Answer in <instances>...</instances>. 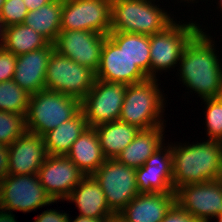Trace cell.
<instances>
[{
	"label": "cell",
	"instance_id": "52a82bcc",
	"mask_svg": "<svg viewBox=\"0 0 222 222\" xmlns=\"http://www.w3.org/2000/svg\"><path fill=\"white\" fill-rule=\"evenodd\" d=\"M195 22L177 24L175 20L163 31L150 35L151 78L156 72L174 68L189 41L200 31Z\"/></svg>",
	"mask_w": 222,
	"mask_h": 222
},
{
	"label": "cell",
	"instance_id": "4316f807",
	"mask_svg": "<svg viewBox=\"0 0 222 222\" xmlns=\"http://www.w3.org/2000/svg\"><path fill=\"white\" fill-rule=\"evenodd\" d=\"M50 42L41 34L25 24H18L4 29V49L16 56L40 49Z\"/></svg>",
	"mask_w": 222,
	"mask_h": 222
},
{
	"label": "cell",
	"instance_id": "f1b7e54d",
	"mask_svg": "<svg viewBox=\"0 0 222 222\" xmlns=\"http://www.w3.org/2000/svg\"><path fill=\"white\" fill-rule=\"evenodd\" d=\"M26 131L25 116L0 110V144L10 146Z\"/></svg>",
	"mask_w": 222,
	"mask_h": 222
},
{
	"label": "cell",
	"instance_id": "ac0fdd59",
	"mask_svg": "<svg viewBox=\"0 0 222 222\" xmlns=\"http://www.w3.org/2000/svg\"><path fill=\"white\" fill-rule=\"evenodd\" d=\"M54 44L17 56L13 81L30 95L45 89L48 60Z\"/></svg>",
	"mask_w": 222,
	"mask_h": 222
},
{
	"label": "cell",
	"instance_id": "7bdbcfd3",
	"mask_svg": "<svg viewBox=\"0 0 222 222\" xmlns=\"http://www.w3.org/2000/svg\"><path fill=\"white\" fill-rule=\"evenodd\" d=\"M219 8H221L220 10H222V0L219 1Z\"/></svg>",
	"mask_w": 222,
	"mask_h": 222
},
{
	"label": "cell",
	"instance_id": "484cf974",
	"mask_svg": "<svg viewBox=\"0 0 222 222\" xmlns=\"http://www.w3.org/2000/svg\"><path fill=\"white\" fill-rule=\"evenodd\" d=\"M63 0H52L37 10L28 11L23 24L53 43L61 31Z\"/></svg>",
	"mask_w": 222,
	"mask_h": 222
},
{
	"label": "cell",
	"instance_id": "b9f144b4",
	"mask_svg": "<svg viewBox=\"0 0 222 222\" xmlns=\"http://www.w3.org/2000/svg\"><path fill=\"white\" fill-rule=\"evenodd\" d=\"M110 222H121L117 217L112 219Z\"/></svg>",
	"mask_w": 222,
	"mask_h": 222
},
{
	"label": "cell",
	"instance_id": "603a6c76",
	"mask_svg": "<svg viewBox=\"0 0 222 222\" xmlns=\"http://www.w3.org/2000/svg\"><path fill=\"white\" fill-rule=\"evenodd\" d=\"M94 129L106 159H116L141 130L120 120L97 125Z\"/></svg>",
	"mask_w": 222,
	"mask_h": 222
},
{
	"label": "cell",
	"instance_id": "8d00e7d4",
	"mask_svg": "<svg viewBox=\"0 0 222 222\" xmlns=\"http://www.w3.org/2000/svg\"><path fill=\"white\" fill-rule=\"evenodd\" d=\"M114 218H92L87 216L78 215L74 220L71 218L69 222H110Z\"/></svg>",
	"mask_w": 222,
	"mask_h": 222
},
{
	"label": "cell",
	"instance_id": "1f68e13d",
	"mask_svg": "<svg viewBox=\"0 0 222 222\" xmlns=\"http://www.w3.org/2000/svg\"><path fill=\"white\" fill-rule=\"evenodd\" d=\"M16 61V55L4 48L0 50V82L13 80Z\"/></svg>",
	"mask_w": 222,
	"mask_h": 222
},
{
	"label": "cell",
	"instance_id": "ab89813d",
	"mask_svg": "<svg viewBox=\"0 0 222 222\" xmlns=\"http://www.w3.org/2000/svg\"><path fill=\"white\" fill-rule=\"evenodd\" d=\"M215 219H217V222H222V213L215 217Z\"/></svg>",
	"mask_w": 222,
	"mask_h": 222
},
{
	"label": "cell",
	"instance_id": "6da1fadb",
	"mask_svg": "<svg viewBox=\"0 0 222 222\" xmlns=\"http://www.w3.org/2000/svg\"><path fill=\"white\" fill-rule=\"evenodd\" d=\"M200 31L185 46L179 60L180 81L202 99L222 96V64L214 40Z\"/></svg>",
	"mask_w": 222,
	"mask_h": 222
},
{
	"label": "cell",
	"instance_id": "d4e9b609",
	"mask_svg": "<svg viewBox=\"0 0 222 222\" xmlns=\"http://www.w3.org/2000/svg\"><path fill=\"white\" fill-rule=\"evenodd\" d=\"M148 78H151L150 36L110 31L107 35Z\"/></svg>",
	"mask_w": 222,
	"mask_h": 222
},
{
	"label": "cell",
	"instance_id": "60d3db41",
	"mask_svg": "<svg viewBox=\"0 0 222 222\" xmlns=\"http://www.w3.org/2000/svg\"><path fill=\"white\" fill-rule=\"evenodd\" d=\"M4 1H5V0H0V13H1L2 6H3Z\"/></svg>",
	"mask_w": 222,
	"mask_h": 222
},
{
	"label": "cell",
	"instance_id": "f546056e",
	"mask_svg": "<svg viewBox=\"0 0 222 222\" xmlns=\"http://www.w3.org/2000/svg\"><path fill=\"white\" fill-rule=\"evenodd\" d=\"M206 104V127L208 140L222 142V96L203 99Z\"/></svg>",
	"mask_w": 222,
	"mask_h": 222
},
{
	"label": "cell",
	"instance_id": "d590c367",
	"mask_svg": "<svg viewBox=\"0 0 222 222\" xmlns=\"http://www.w3.org/2000/svg\"><path fill=\"white\" fill-rule=\"evenodd\" d=\"M28 11L37 10L41 6H44L52 0H23Z\"/></svg>",
	"mask_w": 222,
	"mask_h": 222
},
{
	"label": "cell",
	"instance_id": "9a60e30c",
	"mask_svg": "<svg viewBox=\"0 0 222 222\" xmlns=\"http://www.w3.org/2000/svg\"><path fill=\"white\" fill-rule=\"evenodd\" d=\"M136 180L139 193H175L171 144L162 145L136 169Z\"/></svg>",
	"mask_w": 222,
	"mask_h": 222
},
{
	"label": "cell",
	"instance_id": "7c38bea8",
	"mask_svg": "<svg viewBox=\"0 0 222 222\" xmlns=\"http://www.w3.org/2000/svg\"><path fill=\"white\" fill-rule=\"evenodd\" d=\"M175 196L176 203L201 222L222 213V179L180 186Z\"/></svg>",
	"mask_w": 222,
	"mask_h": 222
},
{
	"label": "cell",
	"instance_id": "5b68a950",
	"mask_svg": "<svg viewBox=\"0 0 222 222\" xmlns=\"http://www.w3.org/2000/svg\"><path fill=\"white\" fill-rule=\"evenodd\" d=\"M80 111V100L63 93L41 90L30 95L25 116L26 130L43 136Z\"/></svg>",
	"mask_w": 222,
	"mask_h": 222
},
{
	"label": "cell",
	"instance_id": "d6a6232c",
	"mask_svg": "<svg viewBox=\"0 0 222 222\" xmlns=\"http://www.w3.org/2000/svg\"><path fill=\"white\" fill-rule=\"evenodd\" d=\"M161 222H201L175 203Z\"/></svg>",
	"mask_w": 222,
	"mask_h": 222
},
{
	"label": "cell",
	"instance_id": "ba28073f",
	"mask_svg": "<svg viewBox=\"0 0 222 222\" xmlns=\"http://www.w3.org/2000/svg\"><path fill=\"white\" fill-rule=\"evenodd\" d=\"M106 197L109 209L117 216L138 194L136 169L117 159H105L92 175Z\"/></svg>",
	"mask_w": 222,
	"mask_h": 222
},
{
	"label": "cell",
	"instance_id": "9c48e42d",
	"mask_svg": "<svg viewBox=\"0 0 222 222\" xmlns=\"http://www.w3.org/2000/svg\"><path fill=\"white\" fill-rule=\"evenodd\" d=\"M55 203L40 184L37 174L7 175L0 181V209L27 213Z\"/></svg>",
	"mask_w": 222,
	"mask_h": 222
},
{
	"label": "cell",
	"instance_id": "4dcf8cb0",
	"mask_svg": "<svg viewBox=\"0 0 222 222\" xmlns=\"http://www.w3.org/2000/svg\"><path fill=\"white\" fill-rule=\"evenodd\" d=\"M28 13L23 0H5L0 13L4 28L22 24Z\"/></svg>",
	"mask_w": 222,
	"mask_h": 222
},
{
	"label": "cell",
	"instance_id": "4fadbf2b",
	"mask_svg": "<svg viewBox=\"0 0 222 222\" xmlns=\"http://www.w3.org/2000/svg\"><path fill=\"white\" fill-rule=\"evenodd\" d=\"M106 36L93 31L61 30L53 42L54 50L96 72Z\"/></svg>",
	"mask_w": 222,
	"mask_h": 222
},
{
	"label": "cell",
	"instance_id": "ee69618b",
	"mask_svg": "<svg viewBox=\"0 0 222 222\" xmlns=\"http://www.w3.org/2000/svg\"><path fill=\"white\" fill-rule=\"evenodd\" d=\"M182 1H183V0H182ZM185 1H188L187 3H189V1H190V2L192 1V3H194L195 0H184V2H185Z\"/></svg>",
	"mask_w": 222,
	"mask_h": 222
},
{
	"label": "cell",
	"instance_id": "30bf717a",
	"mask_svg": "<svg viewBox=\"0 0 222 222\" xmlns=\"http://www.w3.org/2000/svg\"><path fill=\"white\" fill-rule=\"evenodd\" d=\"M127 84L95 80L91 90L81 100L88 127L119 120Z\"/></svg>",
	"mask_w": 222,
	"mask_h": 222
},
{
	"label": "cell",
	"instance_id": "5bb4252c",
	"mask_svg": "<svg viewBox=\"0 0 222 222\" xmlns=\"http://www.w3.org/2000/svg\"><path fill=\"white\" fill-rule=\"evenodd\" d=\"M37 175L40 184L55 202L66 200L86 176L66 155H48Z\"/></svg>",
	"mask_w": 222,
	"mask_h": 222
},
{
	"label": "cell",
	"instance_id": "7a4b0ae2",
	"mask_svg": "<svg viewBox=\"0 0 222 222\" xmlns=\"http://www.w3.org/2000/svg\"><path fill=\"white\" fill-rule=\"evenodd\" d=\"M173 188L222 179V142L171 145Z\"/></svg>",
	"mask_w": 222,
	"mask_h": 222
},
{
	"label": "cell",
	"instance_id": "8992f818",
	"mask_svg": "<svg viewBox=\"0 0 222 222\" xmlns=\"http://www.w3.org/2000/svg\"><path fill=\"white\" fill-rule=\"evenodd\" d=\"M96 72L53 50L48 60L45 89L82 100L91 90Z\"/></svg>",
	"mask_w": 222,
	"mask_h": 222
},
{
	"label": "cell",
	"instance_id": "ffe728a7",
	"mask_svg": "<svg viewBox=\"0 0 222 222\" xmlns=\"http://www.w3.org/2000/svg\"><path fill=\"white\" fill-rule=\"evenodd\" d=\"M72 201L79 215L92 218H116L109 209L103 190L92 175L85 176L71 191L66 201Z\"/></svg>",
	"mask_w": 222,
	"mask_h": 222
},
{
	"label": "cell",
	"instance_id": "2e32d148",
	"mask_svg": "<svg viewBox=\"0 0 222 222\" xmlns=\"http://www.w3.org/2000/svg\"><path fill=\"white\" fill-rule=\"evenodd\" d=\"M147 78L126 53L106 36L102 47L100 66L96 71V79L130 85Z\"/></svg>",
	"mask_w": 222,
	"mask_h": 222
},
{
	"label": "cell",
	"instance_id": "f35d334b",
	"mask_svg": "<svg viewBox=\"0 0 222 222\" xmlns=\"http://www.w3.org/2000/svg\"><path fill=\"white\" fill-rule=\"evenodd\" d=\"M4 26L0 19V50L4 47Z\"/></svg>",
	"mask_w": 222,
	"mask_h": 222
},
{
	"label": "cell",
	"instance_id": "836d02e7",
	"mask_svg": "<svg viewBox=\"0 0 222 222\" xmlns=\"http://www.w3.org/2000/svg\"><path fill=\"white\" fill-rule=\"evenodd\" d=\"M58 210H45L35 219V222H69V214Z\"/></svg>",
	"mask_w": 222,
	"mask_h": 222
},
{
	"label": "cell",
	"instance_id": "8fae6325",
	"mask_svg": "<svg viewBox=\"0 0 222 222\" xmlns=\"http://www.w3.org/2000/svg\"><path fill=\"white\" fill-rule=\"evenodd\" d=\"M112 0H63L61 30H85L108 35Z\"/></svg>",
	"mask_w": 222,
	"mask_h": 222
},
{
	"label": "cell",
	"instance_id": "74e56055",
	"mask_svg": "<svg viewBox=\"0 0 222 222\" xmlns=\"http://www.w3.org/2000/svg\"><path fill=\"white\" fill-rule=\"evenodd\" d=\"M0 222H17L15 215L11 212L0 209Z\"/></svg>",
	"mask_w": 222,
	"mask_h": 222
},
{
	"label": "cell",
	"instance_id": "277c9868",
	"mask_svg": "<svg viewBox=\"0 0 222 222\" xmlns=\"http://www.w3.org/2000/svg\"><path fill=\"white\" fill-rule=\"evenodd\" d=\"M154 2L155 0H112L111 31L149 36L163 31L174 19Z\"/></svg>",
	"mask_w": 222,
	"mask_h": 222
},
{
	"label": "cell",
	"instance_id": "e575fe53",
	"mask_svg": "<svg viewBox=\"0 0 222 222\" xmlns=\"http://www.w3.org/2000/svg\"><path fill=\"white\" fill-rule=\"evenodd\" d=\"M9 147L0 144V181L8 175Z\"/></svg>",
	"mask_w": 222,
	"mask_h": 222
},
{
	"label": "cell",
	"instance_id": "d6986e66",
	"mask_svg": "<svg viewBox=\"0 0 222 222\" xmlns=\"http://www.w3.org/2000/svg\"><path fill=\"white\" fill-rule=\"evenodd\" d=\"M175 203V193H139L117 218L121 222H161Z\"/></svg>",
	"mask_w": 222,
	"mask_h": 222
},
{
	"label": "cell",
	"instance_id": "83f0119b",
	"mask_svg": "<svg viewBox=\"0 0 222 222\" xmlns=\"http://www.w3.org/2000/svg\"><path fill=\"white\" fill-rule=\"evenodd\" d=\"M30 94L13 80L0 82V110L26 116Z\"/></svg>",
	"mask_w": 222,
	"mask_h": 222
},
{
	"label": "cell",
	"instance_id": "cb8c5ba5",
	"mask_svg": "<svg viewBox=\"0 0 222 222\" xmlns=\"http://www.w3.org/2000/svg\"><path fill=\"white\" fill-rule=\"evenodd\" d=\"M88 128L86 118L82 111L75 117L61 123L53 130L43 135L44 145L48 155H66L72 144L82 132Z\"/></svg>",
	"mask_w": 222,
	"mask_h": 222
},
{
	"label": "cell",
	"instance_id": "3957f363",
	"mask_svg": "<svg viewBox=\"0 0 222 222\" xmlns=\"http://www.w3.org/2000/svg\"><path fill=\"white\" fill-rule=\"evenodd\" d=\"M158 79L127 85L119 120L141 130L165 126L162 120L165 98L158 86ZM164 103V104H163Z\"/></svg>",
	"mask_w": 222,
	"mask_h": 222
},
{
	"label": "cell",
	"instance_id": "44dd1931",
	"mask_svg": "<svg viewBox=\"0 0 222 222\" xmlns=\"http://www.w3.org/2000/svg\"><path fill=\"white\" fill-rule=\"evenodd\" d=\"M66 156L86 176L93 175L97 171L106 158L94 127H88L82 132Z\"/></svg>",
	"mask_w": 222,
	"mask_h": 222
},
{
	"label": "cell",
	"instance_id": "7402d4cb",
	"mask_svg": "<svg viewBox=\"0 0 222 222\" xmlns=\"http://www.w3.org/2000/svg\"><path fill=\"white\" fill-rule=\"evenodd\" d=\"M164 126L140 130L133 141L117 156L124 165L138 169L162 145L164 141Z\"/></svg>",
	"mask_w": 222,
	"mask_h": 222
},
{
	"label": "cell",
	"instance_id": "e0dca14e",
	"mask_svg": "<svg viewBox=\"0 0 222 222\" xmlns=\"http://www.w3.org/2000/svg\"><path fill=\"white\" fill-rule=\"evenodd\" d=\"M8 147V175L38 174L48 156L43 136L27 131Z\"/></svg>",
	"mask_w": 222,
	"mask_h": 222
}]
</instances>
